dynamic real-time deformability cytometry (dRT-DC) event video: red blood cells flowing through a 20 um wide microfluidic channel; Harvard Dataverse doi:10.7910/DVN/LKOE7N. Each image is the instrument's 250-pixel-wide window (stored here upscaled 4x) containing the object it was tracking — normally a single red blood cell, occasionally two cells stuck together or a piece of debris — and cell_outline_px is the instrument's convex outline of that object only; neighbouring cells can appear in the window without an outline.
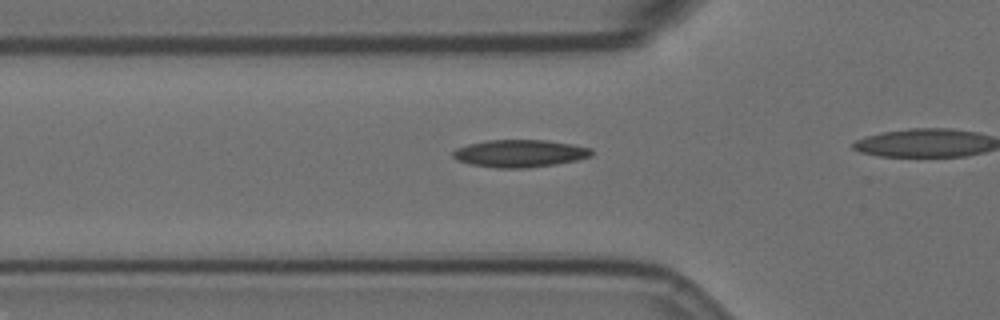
{"species": "Egyptian fruit bat (a non-hibernating species)", "species_latin": "Rousettus aegyptiacus", "temperature_condition": "room temperature", "stored_images_in_passage": 17, "camera_frame_rate_fps": 3000, "um_per_image_px": 0.085, "animal": {"sex": "female"}, "frame": {"image": 1, "passage_image": 12, "time_ms": 3.667, "image_size_px": [1000, 320], "cell_outline_px": [[592, 156], [576, 160], [528, 168], [496, 168], [472, 164], [456, 160], [452, 156], [452, 152], [456, 148], [468, 144], [488, 140], [544, 140], [572, 144], [592, 148]], "centroid_in_image_um": [44.16, 13.04], "position_along_channel_um": 81.6, "area_um2": 22.08}}
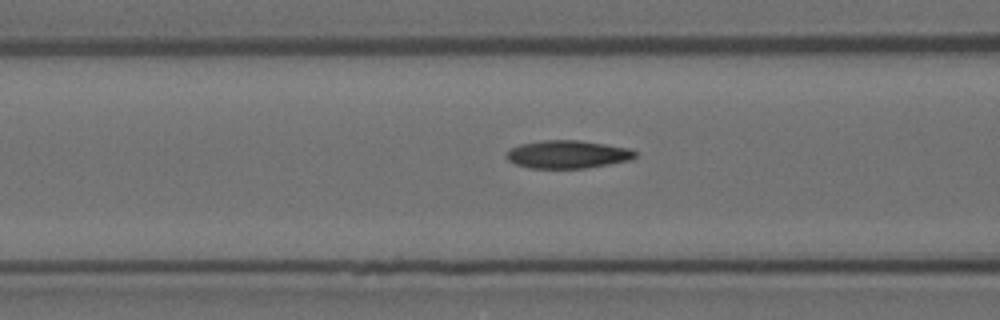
{"frame": {"image": 2, "passage_image": 15, "time_ms": 4.667, "image_size_px": [1000, 320], "cell_outline_px": [[636, 156], [628, 160], [608, 164], [584, 168], [528, 168], [516, 164], [508, 160], [508, 152], [512, 148], [520, 144], [544, 140], [580, 140], [628, 148], [636, 152]], "centroid_in_image_um": [48.24, 13.12], "position_along_channel_um": 118.4, "area_um2": 20.63}}